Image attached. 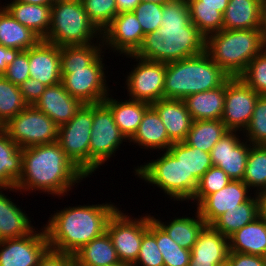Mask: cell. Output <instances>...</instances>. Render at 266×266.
I'll list each match as a JSON object with an SVG mask.
<instances>
[{
	"mask_svg": "<svg viewBox=\"0 0 266 266\" xmlns=\"http://www.w3.org/2000/svg\"><path fill=\"white\" fill-rule=\"evenodd\" d=\"M60 47L40 40L29 48V76L48 86L61 82Z\"/></svg>",
	"mask_w": 266,
	"mask_h": 266,
	"instance_id": "19",
	"label": "cell"
},
{
	"mask_svg": "<svg viewBox=\"0 0 266 266\" xmlns=\"http://www.w3.org/2000/svg\"><path fill=\"white\" fill-rule=\"evenodd\" d=\"M48 249L43 226L24 237L0 240V266H37Z\"/></svg>",
	"mask_w": 266,
	"mask_h": 266,
	"instance_id": "15",
	"label": "cell"
},
{
	"mask_svg": "<svg viewBox=\"0 0 266 266\" xmlns=\"http://www.w3.org/2000/svg\"><path fill=\"white\" fill-rule=\"evenodd\" d=\"M239 77L256 93L266 95V48L248 63Z\"/></svg>",
	"mask_w": 266,
	"mask_h": 266,
	"instance_id": "46",
	"label": "cell"
},
{
	"mask_svg": "<svg viewBox=\"0 0 266 266\" xmlns=\"http://www.w3.org/2000/svg\"><path fill=\"white\" fill-rule=\"evenodd\" d=\"M263 260V265L266 266V253L261 256Z\"/></svg>",
	"mask_w": 266,
	"mask_h": 266,
	"instance_id": "60",
	"label": "cell"
},
{
	"mask_svg": "<svg viewBox=\"0 0 266 266\" xmlns=\"http://www.w3.org/2000/svg\"><path fill=\"white\" fill-rule=\"evenodd\" d=\"M137 20L139 21L143 34L157 31L161 26L163 14V4L154 2H141L134 10Z\"/></svg>",
	"mask_w": 266,
	"mask_h": 266,
	"instance_id": "47",
	"label": "cell"
},
{
	"mask_svg": "<svg viewBox=\"0 0 266 266\" xmlns=\"http://www.w3.org/2000/svg\"><path fill=\"white\" fill-rule=\"evenodd\" d=\"M132 266H164L162 254L156 242V222L151 219L149 228L143 234L137 260Z\"/></svg>",
	"mask_w": 266,
	"mask_h": 266,
	"instance_id": "41",
	"label": "cell"
},
{
	"mask_svg": "<svg viewBox=\"0 0 266 266\" xmlns=\"http://www.w3.org/2000/svg\"><path fill=\"white\" fill-rule=\"evenodd\" d=\"M129 142L114 122L110 108L104 103L93 104V125L89 144V177ZM113 155V156H112ZM108 160V161H107ZM91 175V176H90Z\"/></svg>",
	"mask_w": 266,
	"mask_h": 266,
	"instance_id": "9",
	"label": "cell"
},
{
	"mask_svg": "<svg viewBox=\"0 0 266 266\" xmlns=\"http://www.w3.org/2000/svg\"><path fill=\"white\" fill-rule=\"evenodd\" d=\"M265 48L259 28L222 29L206 38V52L230 77H239Z\"/></svg>",
	"mask_w": 266,
	"mask_h": 266,
	"instance_id": "5",
	"label": "cell"
},
{
	"mask_svg": "<svg viewBox=\"0 0 266 266\" xmlns=\"http://www.w3.org/2000/svg\"><path fill=\"white\" fill-rule=\"evenodd\" d=\"M229 0H187L188 7L218 8L224 14Z\"/></svg>",
	"mask_w": 266,
	"mask_h": 266,
	"instance_id": "53",
	"label": "cell"
},
{
	"mask_svg": "<svg viewBox=\"0 0 266 266\" xmlns=\"http://www.w3.org/2000/svg\"><path fill=\"white\" fill-rule=\"evenodd\" d=\"M156 242L162 254L164 266H188L191 250L182 248L156 223Z\"/></svg>",
	"mask_w": 266,
	"mask_h": 266,
	"instance_id": "40",
	"label": "cell"
},
{
	"mask_svg": "<svg viewBox=\"0 0 266 266\" xmlns=\"http://www.w3.org/2000/svg\"><path fill=\"white\" fill-rule=\"evenodd\" d=\"M226 82L215 89L195 93L183 99L193 121L221 120L225 103Z\"/></svg>",
	"mask_w": 266,
	"mask_h": 266,
	"instance_id": "26",
	"label": "cell"
},
{
	"mask_svg": "<svg viewBox=\"0 0 266 266\" xmlns=\"http://www.w3.org/2000/svg\"><path fill=\"white\" fill-rule=\"evenodd\" d=\"M14 1L22 2L26 4L52 5L50 0H14Z\"/></svg>",
	"mask_w": 266,
	"mask_h": 266,
	"instance_id": "57",
	"label": "cell"
},
{
	"mask_svg": "<svg viewBox=\"0 0 266 266\" xmlns=\"http://www.w3.org/2000/svg\"><path fill=\"white\" fill-rule=\"evenodd\" d=\"M107 266H132V264L120 261L118 263H115V264H112V265H107Z\"/></svg>",
	"mask_w": 266,
	"mask_h": 266,
	"instance_id": "59",
	"label": "cell"
},
{
	"mask_svg": "<svg viewBox=\"0 0 266 266\" xmlns=\"http://www.w3.org/2000/svg\"><path fill=\"white\" fill-rule=\"evenodd\" d=\"M262 0H229L223 14L224 30L260 28Z\"/></svg>",
	"mask_w": 266,
	"mask_h": 266,
	"instance_id": "30",
	"label": "cell"
},
{
	"mask_svg": "<svg viewBox=\"0 0 266 266\" xmlns=\"http://www.w3.org/2000/svg\"><path fill=\"white\" fill-rule=\"evenodd\" d=\"M242 181L255 194L266 189V145L250 144Z\"/></svg>",
	"mask_w": 266,
	"mask_h": 266,
	"instance_id": "37",
	"label": "cell"
},
{
	"mask_svg": "<svg viewBox=\"0 0 266 266\" xmlns=\"http://www.w3.org/2000/svg\"><path fill=\"white\" fill-rule=\"evenodd\" d=\"M144 36L133 11L118 13L101 33L104 50H111L118 57L134 54L141 46Z\"/></svg>",
	"mask_w": 266,
	"mask_h": 266,
	"instance_id": "16",
	"label": "cell"
},
{
	"mask_svg": "<svg viewBox=\"0 0 266 266\" xmlns=\"http://www.w3.org/2000/svg\"><path fill=\"white\" fill-rule=\"evenodd\" d=\"M27 104L19 87L0 75V127L20 113Z\"/></svg>",
	"mask_w": 266,
	"mask_h": 266,
	"instance_id": "39",
	"label": "cell"
},
{
	"mask_svg": "<svg viewBox=\"0 0 266 266\" xmlns=\"http://www.w3.org/2000/svg\"><path fill=\"white\" fill-rule=\"evenodd\" d=\"M217 266H230V265H229L228 261H226L225 263H222V264L217 265Z\"/></svg>",
	"mask_w": 266,
	"mask_h": 266,
	"instance_id": "61",
	"label": "cell"
},
{
	"mask_svg": "<svg viewBox=\"0 0 266 266\" xmlns=\"http://www.w3.org/2000/svg\"><path fill=\"white\" fill-rule=\"evenodd\" d=\"M22 174V148L0 127V187H16Z\"/></svg>",
	"mask_w": 266,
	"mask_h": 266,
	"instance_id": "32",
	"label": "cell"
},
{
	"mask_svg": "<svg viewBox=\"0 0 266 266\" xmlns=\"http://www.w3.org/2000/svg\"><path fill=\"white\" fill-rule=\"evenodd\" d=\"M168 151L183 164L186 169V178H196L199 181L213 166L209 152L191 147L184 141L173 143Z\"/></svg>",
	"mask_w": 266,
	"mask_h": 266,
	"instance_id": "36",
	"label": "cell"
},
{
	"mask_svg": "<svg viewBox=\"0 0 266 266\" xmlns=\"http://www.w3.org/2000/svg\"><path fill=\"white\" fill-rule=\"evenodd\" d=\"M243 138L252 145H266V95H260Z\"/></svg>",
	"mask_w": 266,
	"mask_h": 266,
	"instance_id": "43",
	"label": "cell"
},
{
	"mask_svg": "<svg viewBox=\"0 0 266 266\" xmlns=\"http://www.w3.org/2000/svg\"><path fill=\"white\" fill-rule=\"evenodd\" d=\"M128 214L124 213L122 208H118L110 217L106 232L112 240L119 260L133 264L137 260L143 234L148 230L152 218L150 213L137 218Z\"/></svg>",
	"mask_w": 266,
	"mask_h": 266,
	"instance_id": "12",
	"label": "cell"
},
{
	"mask_svg": "<svg viewBox=\"0 0 266 266\" xmlns=\"http://www.w3.org/2000/svg\"><path fill=\"white\" fill-rule=\"evenodd\" d=\"M136 146L148 151H167L173 142L169 139L166 127L164 126L157 111L150 106L144 113L137 132L129 140Z\"/></svg>",
	"mask_w": 266,
	"mask_h": 266,
	"instance_id": "24",
	"label": "cell"
},
{
	"mask_svg": "<svg viewBox=\"0 0 266 266\" xmlns=\"http://www.w3.org/2000/svg\"><path fill=\"white\" fill-rule=\"evenodd\" d=\"M14 85L24 83L29 76V49L20 51L3 74Z\"/></svg>",
	"mask_w": 266,
	"mask_h": 266,
	"instance_id": "48",
	"label": "cell"
},
{
	"mask_svg": "<svg viewBox=\"0 0 266 266\" xmlns=\"http://www.w3.org/2000/svg\"><path fill=\"white\" fill-rule=\"evenodd\" d=\"M89 20L102 33L117 15L115 0H81Z\"/></svg>",
	"mask_w": 266,
	"mask_h": 266,
	"instance_id": "42",
	"label": "cell"
},
{
	"mask_svg": "<svg viewBox=\"0 0 266 266\" xmlns=\"http://www.w3.org/2000/svg\"><path fill=\"white\" fill-rule=\"evenodd\" d=\"M259 201V216L266 220V190L257 193Z\"/></svg>",
	"mask_w": 266,
	"mask_h": 266,
	"instance_id": "56",
	"label": "cell"
},
{
	"mask_svg": "<svg viewBox=\"0 0 266 266\" xmlns=\"http://www.w3.org/2000/svg\"><path fill=\"white\" fill-rule=\"evenodd\" d=\"M83 105L80 100L72 97L60 82L48 86L34 106L59 127L69 122Z\"/></svg>",
	"mask_w": 266,
	"mask_h": 266,
	"instance_id": "21",
	"label": "cell"
},
{
	"mask_svg": "<svg viewBox=\"0 0 266 266\" xmlns=\"http://www.w3.org/2000/svg\"><path fill=\"white\" fill-rule=\"evenodd\" d=\"M20 50L15 48L5 47L0 44V75H3L7 70L8 65L16 58Z\"/></svg>",
	"mask_w": 266,
	"mask_h": 266,
	"instance_id": "52",
	"label": "cell"
},
{
	"mask_svg": "<svg viewBox=\"0 0 266 266\" xmlns=\"http://www.w3.org/2000/svg\"><path fill=\"white\" fill-rule=\"evenodd\" d=\"M20 148L57 142L58 125L34 105L25 107L2 126Z\"/></svg>",
	"mask_w": 266,
	"mask_h": 266,
	"instance_id": "10",
	"label": "cell"
},
{
	"mask_svg": "<svg viewBox=\"0 0 266 266\" xmlns=\"http://www.w3.org/2000/svg\"><path fill=\"white\" fill-rule=\"evenodd\" d=\"M104 50L103 41L85 45L60 47V67L78 68L89 66Z\"/></svg>",
	"mask_w": 266,
	"mask_h": 266,
	"instance_id": "38",
	"label": "cell"
},
{
	"mask_svg": "<svg viewBox=\"0 0 266 266\" xmlns=\"http://www.w3.org/2000/svg\"><path fill=\"white\" fill-rule=\"evenodd\" d=\"M228 263L230 266H264L261 256L229 252Z\"/></svg>",
	"mask_w": 266,
	"mask_h": 266,
	"instance_id": "51",
	"label": "cell"
},
{
	"mask_svg": "<svg viewBox=\"0 0 266 266\" xmlns=\"http://www.w3.org/2000/svg\"><path fill=\"white\" fill-rule=\"evenodd\" d=\"M3 7L23 26L45 40L51 23V5L26 4L11 0ZM5 4V5H4Z\"/></svg>",
	"mask_w": 266,
	"mask_h": 266,
	"instance_id": "27",
	"label": "cell"
},
{
	"mask_svg": "<svg viewBox=\"0 0 266 266\" xmlns=\"http://www.w3.org/2000/svg\"><path fill=\"white\" fill-rule=\"evenodd\" d=\"M159 155L157 159L133 168L135 176L163 191L164 196L173 199L172 201L191 202L199 181L196 178H186L185 167L168 150Z\"/></svg>",
	"mask_w": 266,
	"mask_h": 266,
	"instance_id": "7",
	"label": "cell"
},
{
	"mask_svg": "<svg viewBox=\"0 0 266 266\" xmlns=\"http://www.w3.org/2000/svg\"><path fill=\"white\" fill-rule=\"evenodd\" d=\"M121 98L115 99L111 92L103 101L111 110L114 122L129 141L137 132L145 111L151 104L143 101Z\"/></svg>",
	"mask_w": 266,
	"mask_h": 266,
	"instance_id": "25",
	"label": "cell"
},
{
	"mask_svg": "<svg viewBox=\"0 0 266 266\" xmlns=\"http://www.w3.org/2000/svg\"><path fill=\"white\" fill-rule=\"evenodd\" d=\"M136 65L125 76V89L129 99L152 104L164 98L166 63L141 59L133 54L125 55Z\"/></svg>",
	"mask_w": 266,
	"mask_h": 266,
	"instance_id": "13",
	"label": "cell"
},
{
	"mask_svg": "<svg viewBox=\"0 0 266 266\" xmlns=\"http://www.w3.org/2000/svg\"><path fill=\"white\" fill-rule=\"evenodd\" d=\"M170 0H141V2H154V3H158V4H165Z\"/></svg>",
	"mask_w": 266,
	"mask_h": 266,
	"instance_id": "58",
	"label": "cell"
},
{
	"mask_svg": "<svg viewBox=\"0 0 266 266\" xmlns=\"http://www.w3.org/2000/svg\"><path fill=\"white\" fill-rule=\"evenodd\" d=\"M151 106L159 114L169 139L173 143L183 142L193 123L183 100L162 98Z\"/></svg>",
	"mask_w": 266,
	"mask_h": 266,
	"instance_id": "23",
	"label": "cell"
},
{
	"mask_svg": "<svg viewBox=\"0 0 266 266\" xmlns=\"http://www.w3.org/2000/svg\"><path fill=\"white\" fill-rule=\"evenodd\" d=\"M4 191L19 192L16 187H0V240L20 238L31 234L36 227L32 225L30 216H27L29 214L14 203L15 200H11L8 194L5 195Z\"/></svg>",
	"mask_w": 266,
	"mask_h": 266,
	"instance_id": "22",
	"label": "cell"
},
{
	"mask_svg": "<svg viewBox=\"0 0 266 266\" xmlns=\"http://www.w3.org/2000/svg\"><path fill=\"white\" fill-rule=\"evenodd\" d=\"M229 254V238L206 225L191 249V263L195 266H217L225 263Z\"/></svg>",
	"mask_w": 266,
	"mask_h": 266,
	"instance_id": "20",
	"label": "cell"
},
{
	"mask_svg": "<svg viewBox=\"0 0 266 266\" xmlns=\"http://www.w3.org/2000/svg\"><path fill=\"white\" fill-rule=\"evenodd\" d=\"M50 1L53 4V3H56V2H61V1H66V0H50Z\"/></svg>",
	"mask_w": 266,
	"mask_h": 266,
	"instance_id": "62",
	"label": "cell"
},
{
	"mask_svg": "<svg viewBox=\"0 0 266 266\" xmlns=\"http://www.w3.org/2000/svg\"><path fill=\"white\" fill-rule=\"evenodd\" d=\"M191 22L207 38L222 30L223 13L218 8L189 7Z\"/></svg>",
	"mask_w": 266,
	"mask_h": 266,
	"instance_id": "44",
	"label": "cell"
},
{
	"mask_svg": "<svg viewBox=\"0 0 266 266\" xmlns=\"http://www.w3.org/2000/svg\"><path fill=\"white\" fill-rule=\"evenodd\" d=\"M118 208L113 202H105L56 209L43 224L49 248L73 255L106 232L108 221Z\"/></svg>",
	"mask_w": 266,
	"mask_h": 266,
	"instance_id": "3",
	"label": "cell"
},
{
	"mask_svg": "<svg viewBox=\"0 0 266 266\" xmlns=\"http://www.w3.org/2000/svg\"><path fill=\"white\" fill-rule=\"evenodd\" d=\"M73 255L48 249L39 259L37 266H71Z\"/></svg>",
	"mask_w": 266,
	"mask_h": 266,
	"instance_id": "50",
	"label": "cell"
},
{
	"mask_svg": "<svg viewBox=\"0 0 266 266\" xmlns=\"http://www.w3.org/2000/svg\"><path fill=\"white\" fill-rule=\"evenodd\" d=\"M206 51V37L191 22L187 0H170L163 4L161 26L144 36L133 54L155 62H172Z\"/></svg>",
	"mask_w": 266,
	"mask_h": 266,
	"instance_id": "1",
	"label": "cell"
},
{
	"mask_svg": "<svg viewBox=\"0 0 266 266\" xmlns=\"http://www.w3.org/2000/svg\"><path fill=\"white\" fill-rule=\"evenodd\" d=\"M101 40V32L89 20L81 0H66L51 5L50 29L45 41L61 47Z\"/></svg>",
	"mask_w": 266,
	"mask_h": 266,
	"instance_id": "6",
	"label": "cell"
},
{
	"mask_svg": "<svg viewBox=\"0 0 266 266\" xmlns=\"http://www.w3.org/2000/svg\"><path fill=\"white\" fill-rule=\"evenodd\" d=\"M222 120L193 121L184 142L204 152H209L228 132Z\"/></svg>",
	"mask_w": 266,
	"mask_h": 266,
	"instance_id": "35",
	"label": "cell"
},
{
	"mask_svg": "<svg viewBox=\"0 0 266 266\" xmlns=\"http://www.w3.org/2000/svg\"><path fill=\"white\" fill-rule=\"evenodd\" d=\"M41 39L0 6V44L20 51L35 46Z\"/></svg>",
	"mask_w": 266,
	"mask_h": 266,
	"instance_id": "33",
	"label": "cell"
},
{
	"mask_svg": "<svg viewBox=\"0 0 266 266\" xmlns=\"http://www.w3.org/2000/svg\"><path fill=\"white\" fill-rule=\"evenodd\" d=\"M194 211L196 212L193 217L183 215L182 217H173L172 221L170 219L166 222H162L160 217L157 219L155 215L150 214V216L179 246L191 250L200 232L207 225L198 210Z\"/></svg>",
	"mask_w": 266,
	"mask_h": 266,
	"instance_id": "28",
	"label": "cell"
},
{
	"mask_svg": "<svg viewBox=\"0 0 266 266\" xmlns=\"http://www.w3.org/2000/svg\"><path fill=\"white\" fill-rule=\"evenodd\" d=\"M260 94L250 88L240 77L226 81L222 122L230 131H243L249 125Z\"/></svg>",
	"mask_w": 266,
	"mask_h": 266,
	"instance_id": "14",
	"label": "cell"
},
{
	"mask_svg": "<svg viewBox=\"0 0 266 266\" xmlns=\"http://www.w3.org/2000/svg\"><path fill=\"white\" fill-rule=\"evenodd\" d=\"M260 33L262 37V41L266 46V0H262L261 7V21H260Z\"/></svg>",
	"mask_w": 266,
	"mask_h": 266,
	"instance_id": "55",
	"label": "cell"
},
{
	"mask_svg": "<svg viewBox=\"0 0 266 266\" xmlns=\"http://www.w3.org/2000/svg\"><path fill=\"white\" fill-rule=\"evenodd\" d=\"M92 125L93 104H84L69 122L58 128L57 142L72 163L87 177Z\"/></svg>",
	"mask_w": 266,
	"mask_h": 266,
	"instance_id": "11",
	"label": "cell"
},
{
	"mask_svg": "<svg viewBox=\"0 0 266 266\" xmlns=\"http://www.w3.org/2000/svg\"><path fill=\"white\" fill-rule=\"evenodd\" d=\"M259 217V201L257 194H253L248 201L242 203L237 209L227 210L211 225L225 237L229 238L237 230Z\"/></svg>",
	"mask_w": 266,
	"mask_h": 266,
	"instance_id": "34",
	"label": "cell"
},
{
	"mask_svg": "<svg viewBox=\"0 0 266 266\" xmlns=\"http://www.w3.org/2000/svg\"><path fill=\"white\" fill-rule=\"evenodd\" d=\"M85 178L58 142L22 148V174L16 183L20 194L43 192L61 199Z\"/></svg>",
	"mask_w": 266,
	"mask_h": 266,
	"instance_id": "2",
	"label": "cell"
},
{
	"mask_svg": "<svg viewBox=\"0 0 266 266\" xmlns=\"http://www.w3.org/2000/svg\"><path fill=\"white\" fill-rule=\"evenodd\" d=\"M241 180H231L217 192L207 195L196 207L200 216L211 225L227 210L237 209L255 193ZM250 192V193H249Z\"/></svg>",
	"mask_w": 266,
	"mask_h": 266,
	"instance_id": "18",
	"label": "cell"
},
{
	"mask_svg": "<svg viewBox=\"0 0 266 266\" xmlns=\"http://www.w3.org/2000/svg\"><path fill=\"white\" fill-rule=\"evenodd\" d=\"M18 87L19 91L22 93L24 102L27 104V106L35 105L41 97V94L47 88L46 85L42 84L39 80L34 78L27 79Z\"/></svg>",
	"mask_w": 266,
	"mask_h": 266,
	"instance_id": "49",
	"label": "cell"
},
{
	"mask_svg": "<svg viewBox=\"0 0 266 266\" xmlns=\"http://www.w3.org/2000/svg\"><path fill=\"white\" fill-rule=\"evenodd\" d=\"M229 252L262 256L266 253V220L257 217L229 237Z\"/></svg>",
	"mask_w": 266,
	"mask_h": 266,
	"instance_id": "29",
	"label": "cell"
},
{
	"mask_svg": "<svg viewBox=\"0 0 266 266\" xmlns=\"http://www.w3.org/2000/svg\"><path fill=\"white\" fill-rule=\"evenodd\" d=\"M117 14L122 12L133 11L140 3L141 0H115Z\"/></svg>",
	"mask_w": 266,
	"mask_h": 266,
	"instance_id": "54",
	"label": "cell"
},
{
	"mask_svg": "<svg viewBox=\"0 0 266 266\" xmlns=\"http://www.w3.org/2000/svg\"><path fill=\"white\" fill-rule=\"evenodd\" d=\"M105 50L86 67L61 68V83L65 90L83 104L103 102L112 92L108 86V71L106 73L104 55Z\"/></svg>",
	"mask_w": 266,
	"mask_h": 266,
	"instance_id": "8",
	"label": "cell"
},
{
	"mask_svg": "<svg viewBox=\"0 0 266 266\" xmlns=\"http://www.w3.org/2000/svg\"><path fill=\"white\" fill-rule=\"evenodd\" d=\"M239 131H228L212 148V165L221 168L232 180H243L250 143ZM241 136V137H240Z\"/></svg>",
	"mask_w": 266,
	"mask_h": 266,
	"instance_id": "17",
	"label": "cell"
},
{
	"mask_svg": "<svg viewBox=\"0 0 266 266\" xmlns=\"http://www.w3.org/2000/svg\"><path fill=\"white\" fill-rule=\"evenodd\" d=\"M118 262L120 260L107 232L73 254L75 266H107Z\"/></svg>",
	"mask_w": 266,
	"mask_h": 266,
	"instance_id": "31",
	"label": "cell"
},
{
	"mask_svg": "<svg viewBox=\"0 0 266 266\" xmlns=\"http://www.w3.org/2000/svg\"><path fill=\"white\" fill-rule=\"evenodd\" d=\"M231 180L221 168L213 165L199 180L191 203L197 206L207 195L224 188Z\"/></svg>",
	"mask_w": 266,
	"mask_h": 266,
	"instance_id": "45",
	"label": "cell"
},
{
	"mask_svg": "<svg viewBox=\"0 0 266 266\" xmlns=\"http://www.w3.org/2000/svg\"><path fill=\"white\" fill-rule=\"evenodd\" d=\"M230 76L205 51L166 63L164 98L180 99L222 86Z\"/></svg>",
	"mask_w": 266,
	"mask_h": 266,
	"instance_id": "4",
	"label": "cell"
}]
</instances>
